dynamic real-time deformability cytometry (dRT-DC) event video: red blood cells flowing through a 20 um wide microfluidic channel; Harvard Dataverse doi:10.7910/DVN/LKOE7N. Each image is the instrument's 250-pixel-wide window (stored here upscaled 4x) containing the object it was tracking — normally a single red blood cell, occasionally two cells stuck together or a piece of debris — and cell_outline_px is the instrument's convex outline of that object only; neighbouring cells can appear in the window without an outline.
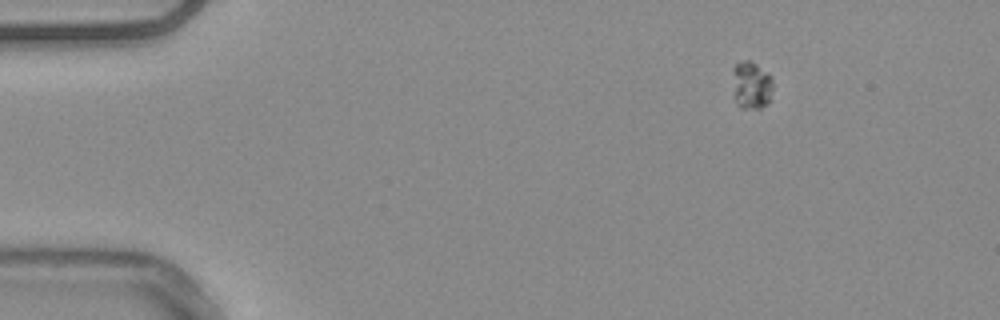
{"species": "common noctule bat (a hibernating species)", "species_latin": "Nyctalus noctula", "temperature_condition": "warm", "stored_images_in_passage": 11, "camera_frame_rate_fps": 3000, "um_per_image_px": 0.085, "animal": {"sex": "male", "body_mass_g": 20.4}, "frame": {"image": 1, "passage_image": 1, "time_ms": 0.0, "image_size_px": [1000, 320], "cell_outline_px": [[772, 88], [768, 104], [760, 108], [740, 108], [736, 104], [732, 72], [732, 68], [736, 64], [744, 60], [748, 60], [756, 64], [772, 76]], "centroid_in_image_um": [63.86, 7.24], "position_along_channel_um": 21.1, "area_um2": 11.21}}